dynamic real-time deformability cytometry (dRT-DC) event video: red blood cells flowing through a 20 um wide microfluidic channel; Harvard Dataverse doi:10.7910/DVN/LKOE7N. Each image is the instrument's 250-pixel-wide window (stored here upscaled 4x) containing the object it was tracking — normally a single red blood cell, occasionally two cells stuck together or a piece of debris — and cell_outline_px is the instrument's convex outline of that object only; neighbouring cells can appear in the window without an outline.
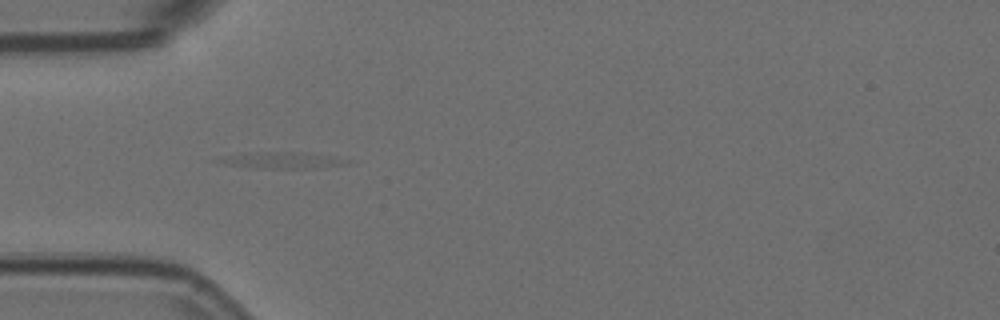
{"species": "Egyptian fruit bat (a non-hibernating species)", "species_latin": "Rousettus aegyptiacus", "temperature_condition": "room temperature", "stored_images_in_passage": 42, "camera_frame_rate_fps": 3000, "um_per_image_px": 0.085, "animal": {"sex": "female"}, "frame": {"image": 1, "passage_image": 7, "time_ms": 2.0, "image_size_px": [1000, 320], "cell_outline_px": [[348, 164], [304, 168], [256, 168], [224, 164], [216, 160], [232, 156], [268, 152], [296, 152], [328, 156], [348, 160]], "centroid_in_image_um": [24.01, 13.64], "position_along_channel_um": 61.0, "area_um2": 11.27}}
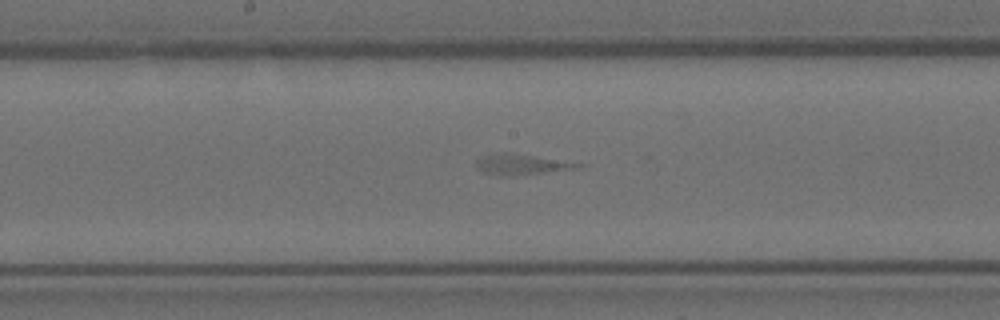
{"frame": {"image": 2, "passage_image": 19, "time_ms": 6.0, "image_size_px": [1000, 320], "cell_outline_px": [[584, 164], [576, 168], [516, 176], [500, 176], [484, 172], [476, 168], [476, 160], [480, 156], [532, 156]], "centroid_in_image_um": [44.29, 14.05], "position_along_channel_um": 203.9, "area_um2": 11.16}}
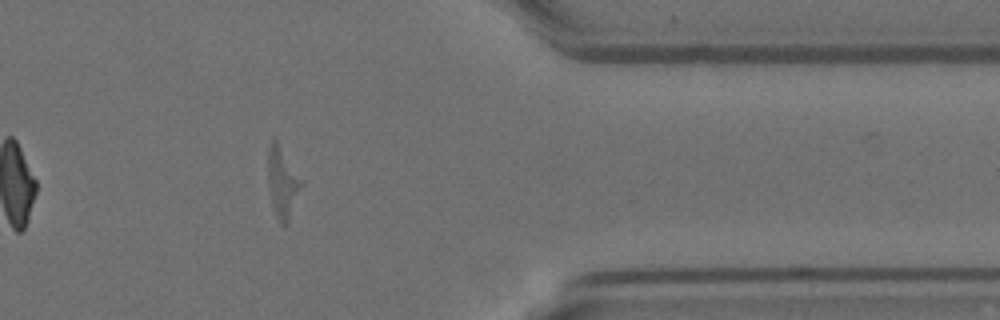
{"frame": {"image": 3, "passage_image": 36, "time_ms": 11.667, "image_size_px": [1000, 320], "cell_outline_px": [[304, 184], [288, 220], [284, 228], [280, 224], [276, 216], [272, 204], [268, 176], [268, 152], [272, 136], [276, 136], [304, 180]], "centroid_in_image_um": [24.05, 15.42], "position_along_channel_um": 387.4, "area_um2": 14.22}}